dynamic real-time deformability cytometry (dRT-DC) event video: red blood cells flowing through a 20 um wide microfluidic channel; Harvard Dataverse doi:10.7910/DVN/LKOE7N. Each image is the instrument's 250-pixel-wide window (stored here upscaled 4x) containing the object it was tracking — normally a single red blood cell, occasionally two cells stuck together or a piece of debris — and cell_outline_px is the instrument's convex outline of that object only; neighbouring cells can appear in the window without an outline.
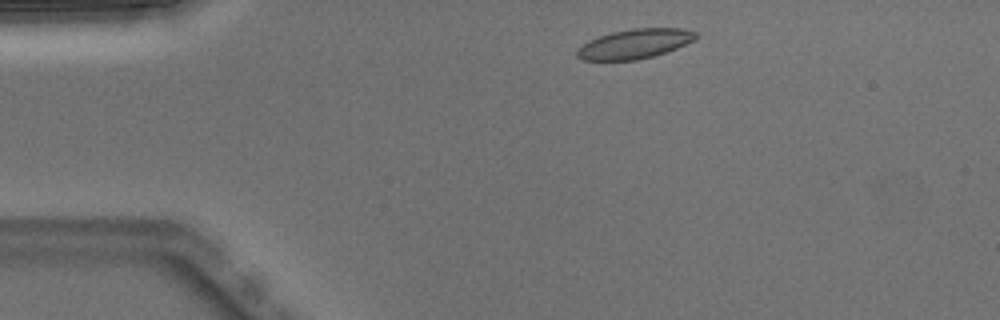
{"species": "Egyptian fruit bat (a non-hibernating species)", "species_latin": "Rousettus aegyptiacus", "temperature_condition": "warm", "stored_images_in_passage": 4, "camera_frame_rate_fps": 3000, "um_per_image_px": 0.085, "animal": {"sex": "male"}, "frame": {"image": 1, "passage_image": 1, "time_ms": 0.0, "image_size_px": [1000, 320], "cell_outline_px": [[700, 36], [696, 40], [676, 48], [652, 56], [636, 60], [584, 60], [576, 56], [576, 52], [588, 40], [612, 32], [632, 28], [684, 28], [696, 32]], "centroid_in_image_um": [54.0, 3.71], "position_along_channel_um": 31.0, "area_um2": 20.4}}
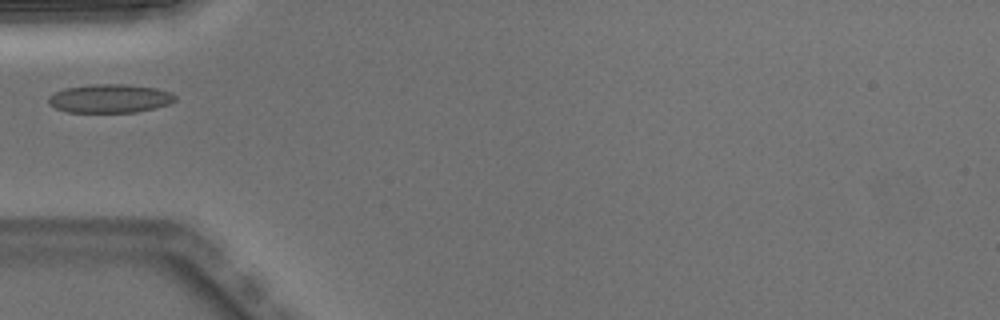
{"frame": {"image": 2, "passage_image": 3, "time_ms": 0.667, "image_size_px": [1000, 320], "cell_outline_px": [[176, 100], [168, 104], [156, 108], [136, 112], [64, 112], [48, 104], [48, 96], [64, 88], [96, 84], [124, 84], [156, 88], [172, 92], [176, 96]], "centroid_in_image_um": [9.34, 8.37], "position_along_channel_um": 75.7, "area_um2": 21.21}}